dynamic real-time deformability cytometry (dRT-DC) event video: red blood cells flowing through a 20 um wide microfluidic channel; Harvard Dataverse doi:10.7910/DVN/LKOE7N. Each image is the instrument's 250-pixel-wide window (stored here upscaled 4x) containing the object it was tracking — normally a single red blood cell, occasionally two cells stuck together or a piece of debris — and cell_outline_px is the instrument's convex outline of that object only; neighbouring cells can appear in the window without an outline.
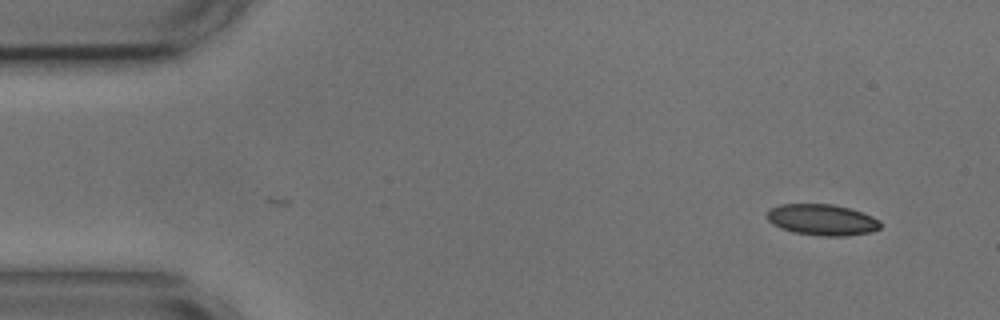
{"species": "common noctule bat (a hibernating species)", "species_latin": "Nyctalus noctula", "temperature_condition": "cold", "stored_images_in_passage": 2, "camera_frame_rate_fps": 3000, "um_per_image_px": 0.085, "animal": {"sex": "male", "body_mass_g": 17.9, "forearm_length_mm": 54.2}, "frame": {"image": 1, "passage_image": 2, "time_ms": 1.333, "image_size_px": [1000, 320], "cell_outline_px": [[880, 228], [872, 232], [844, 236], [820, 236], [792, 232], [780, 228], [772, 224], [764, 216], [768, 208], [780, 204], [832, 204], [848, 208], [872, 216], [880, 220]], "centroid_in_image_um": [69.82, 18.68], "position_along_channel_um": 15.2, "area_um2": 20.81}}